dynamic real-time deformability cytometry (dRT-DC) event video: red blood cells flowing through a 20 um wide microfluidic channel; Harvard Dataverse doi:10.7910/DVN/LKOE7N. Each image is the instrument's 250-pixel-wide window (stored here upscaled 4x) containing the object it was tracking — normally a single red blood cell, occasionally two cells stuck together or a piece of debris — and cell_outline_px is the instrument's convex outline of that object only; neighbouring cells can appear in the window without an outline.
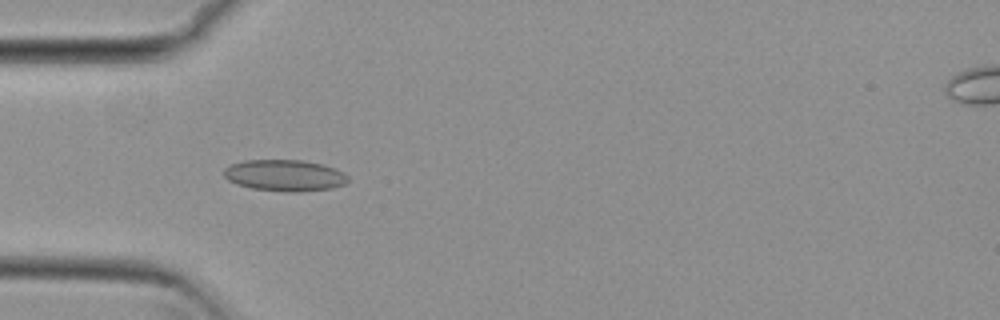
{"species": "common noctule bat (a hibernating species)", "species_latin": "Nyctalus noctula", "temperature_condition": "cold", "stored_images_in_passage": 54, "camera_frame_rate_fps": 3000, "um_per_image_px": 0.085, "animal": {"sex": "female", "body_mass_g": 29.2, "forearm_length_mm": 56.3}, "frame": {"image": 1, "passage_image": 17, "time_ms": 5.333, "image_size_px": [1000, 320], "cell_outline_px": [[348, 180], [344, 184], [332, 188], [300, 192], [288, 192], [252, 188], [236, 184], [228, 180], [224, 176], [224, 168], [232, 164], [244, 160], [304, 160], [324, 164], [336, 168], [344, 172], [348, 176]], "centroid_in_image_um": [24.22, 14.9], "position_along_channel_um": 60.8, "area_um2": 22.89}}
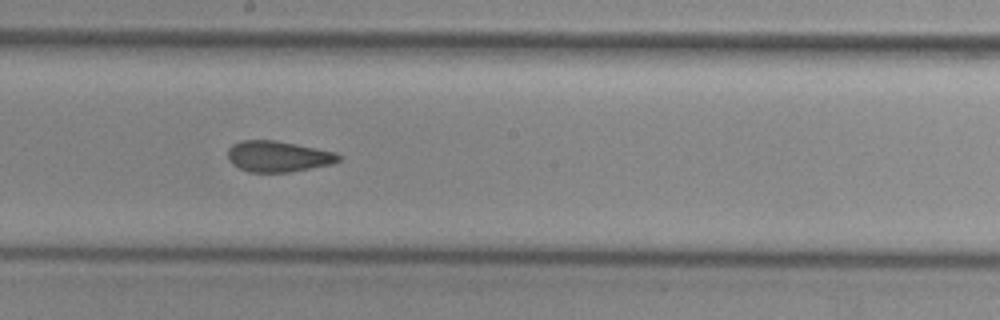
{"frame": {"image": 2, "passage_image": 30, "time_ms": 9.667, "image_size_px": [1000, 320], "cell_outline_px": [[340, 160], [332, 164], [288, 172], [248, 172], [232, 164], [228, 160], [228, 148], [232, 144], [240, 140], [276, 140], [336, 152], [340, 156]], "centroid_in_image_um": [23.61, 13.29], "position_along_channel_um": 224.6, "area_um2": 20.0}}
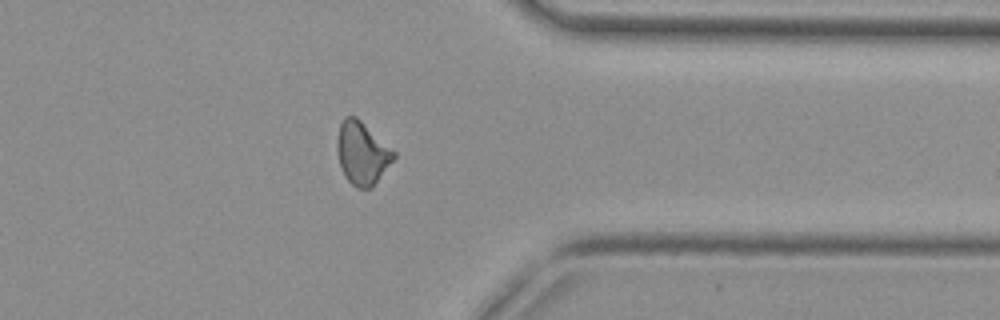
{"frame": {"image": 3, "passage_image": 43, "time_ms": 14.0, "image_size_px": [1000, 320], "cell_outline_px": [[396, 156], [372, 188], [356, 188], [344, 176], [340, 164], [336, 148], [336, 140], [340, 124], [344, 116], [356, 116], [396, 152]], "centroid_in_image_um": [30.77, 13.01], "position_along_channel_um": 380.6, "area_um2": 20.69}, "authors_computed_cell_mechanics": {"area_um2": 20.6057, "velocity_mm_per_s": 3.8203, "shape_relaxation_time_tau1_ms": null, "shape_relaxation_time_tau2_ms": 2.032, "deformation_change_tau1": null, "deformation_change_tau2": 0.0926}}